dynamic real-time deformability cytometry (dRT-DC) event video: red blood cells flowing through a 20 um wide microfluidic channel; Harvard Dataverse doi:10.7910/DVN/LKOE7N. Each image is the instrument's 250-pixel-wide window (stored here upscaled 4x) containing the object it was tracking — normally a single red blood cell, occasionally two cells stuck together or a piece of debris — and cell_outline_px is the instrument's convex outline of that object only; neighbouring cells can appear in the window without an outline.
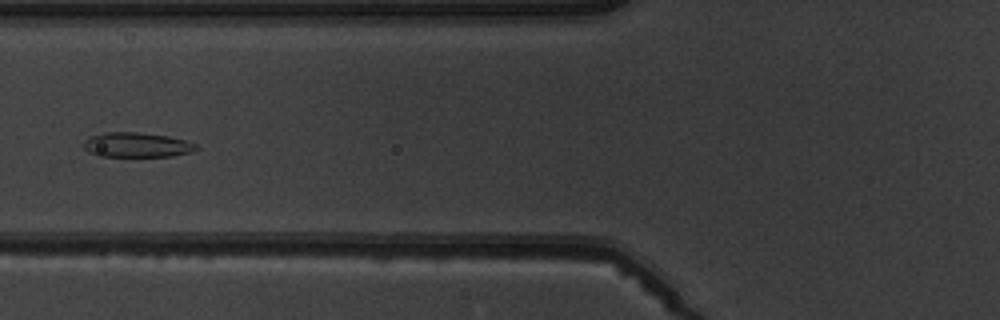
{"species": "common noctule bat (a hibernating species)", "species_latin": "Nyctalus noctula", "temperature_condition": "warm", "stored_images_in_passage": 6, "camera_frame_rate_fps": 3000, "um_per_image_px": 0.085, "animal": {"sex": "male", "body_mass_g": 19.5, "forearm_length_mm": 54.6}, "frame": {"image": 1, "passage_image": 6, "time_ms": 5.667, "image_size_px": [1000, 320], "cell_outline_px": [[196, 148], [192, 152], [172, 156], [96, 156], [88, 152], [84, 148], [84, 140], [88, 136], [104, 132], [136, 132], [168, 136], [184, 140], [196, 144]], "centroid_in_image_um": [11.56, 12.31], "position_along_channel_um": 114.2, "area_um2": 16.24}}